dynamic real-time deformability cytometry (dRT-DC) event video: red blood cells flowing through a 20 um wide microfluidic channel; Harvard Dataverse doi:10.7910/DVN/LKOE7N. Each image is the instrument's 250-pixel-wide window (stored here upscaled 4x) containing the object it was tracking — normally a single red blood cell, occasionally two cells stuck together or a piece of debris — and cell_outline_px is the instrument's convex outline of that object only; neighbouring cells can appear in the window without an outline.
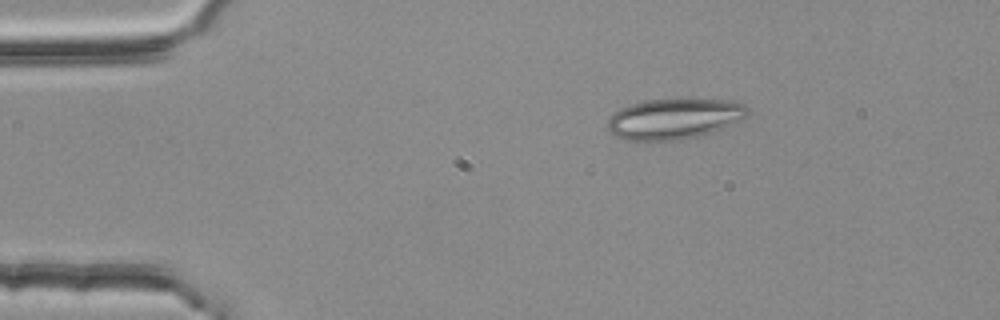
{"species": "common noctule bat (a hibernating species)", "species_latin": "Nyctalus noctula", "temperature_condition": "room temperature", "stored_images_in_passage": 2, "camera_frame_rate_fps": 3000, "um_per_image_px": 0.085, "animal": {"sex": "female", "body_mass_g": 25.1}, "frame": {"image": 1, "passage_image": 1, "time_ms": 0.0, "image_size_px": [1000, 320], "cell_outline_px": [[748, 116], [724, 128], [712, 132], [676, 140], [628, 140], [616, 136], [608, 132], [608, 116], [620, 108], [632, 104], [648, 100], [680, 96], [728, 100], [744, 104], [748, 108]], "centroid_in_image_um": [57.32, 10.04], "position_along_channel_um": 27.7, "area_um2": 33.87}}